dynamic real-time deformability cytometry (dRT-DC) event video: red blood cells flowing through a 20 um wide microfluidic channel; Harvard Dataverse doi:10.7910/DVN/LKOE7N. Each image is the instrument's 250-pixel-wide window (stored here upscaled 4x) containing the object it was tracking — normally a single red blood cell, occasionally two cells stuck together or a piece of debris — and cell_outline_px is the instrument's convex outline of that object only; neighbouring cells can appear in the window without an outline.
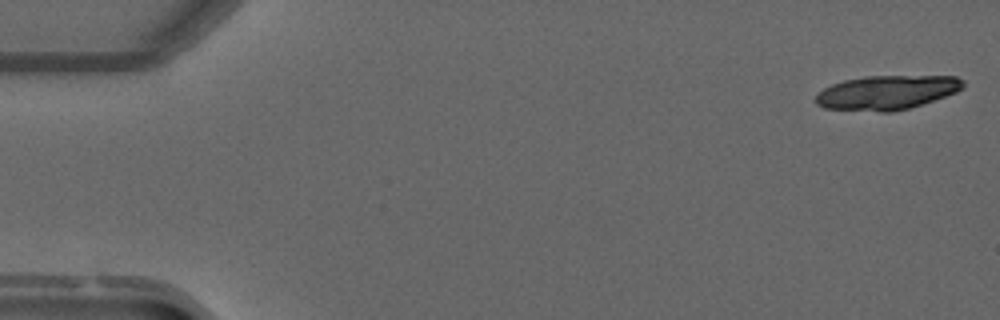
{"species": "common noctule bat (a hibernating species)", "species_latin": "Nyctalus noctula", "temperature_condition": "warm", "stored_images_in_passage": 5, "camera_frame_rate_fps": 3000, "um_per_image_px": 0.085, "animal": {"sex": "male", "forearm_length_mm": 52.5}, "frame": {"image": 1, "passage_image": 1, "time_ms": 0.0, "image_size_px": [1000, 320], "cell_outline_px": [[964, 88], [956, 92], [908, 108], [892, 112], [880, 112], [824, 108], [816, 104], [812, 100], [824, 88], [832, 84], [844, 80], [864, 76], [956, 76], [964, 80]], "centroid_in_image_um": [75.35, 7.86], "position_along_channel_um": 9.6, "area_um2": 29.36}}
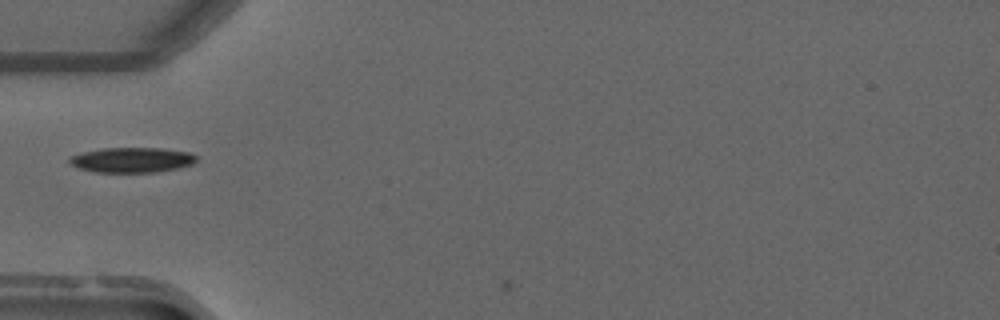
{"frame": {"image": 2, "passage_image": 5, "time_ms": 1.333, "image_size_px": [1000, 320], "cell_outline_px": [[196, 160], [192, 164], [176, 168], [156, 172], [96, 172], [80, 168], [72, 164], [68, 160], [68, 156], [84, 152], [104, 148], [164, 148], [188, 152], [196, 156]], "centroid_in_image_um": [11.2, 13.59], "position_along_channel_um": 73.8, "area_um2": 18.38}}